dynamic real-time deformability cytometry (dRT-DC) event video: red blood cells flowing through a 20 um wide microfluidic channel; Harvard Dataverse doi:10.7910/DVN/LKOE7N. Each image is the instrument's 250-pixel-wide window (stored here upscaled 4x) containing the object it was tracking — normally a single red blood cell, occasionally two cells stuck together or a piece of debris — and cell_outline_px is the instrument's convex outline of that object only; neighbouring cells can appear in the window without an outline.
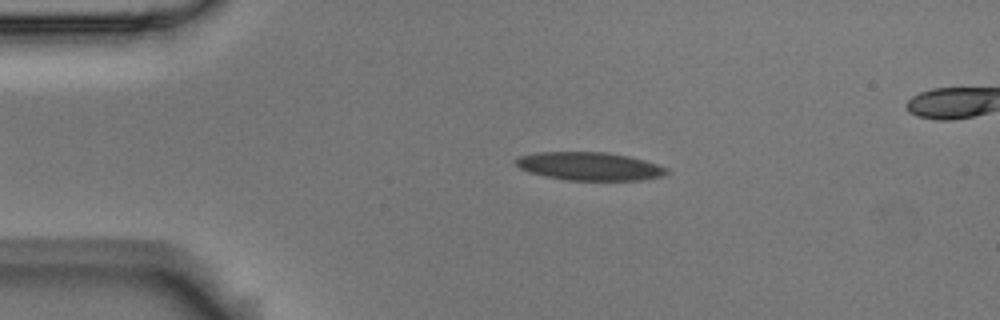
{"species": "Egyptian fruit bat (a non-hibernating species)", "species_latin": "Rousettus aegyptiacus", "temperature_condition": "room temperature", "stored_images_in_passage": 46, "camera_frame_rate_fps": 3000, "um_per_image_px": 0.085, "animal": {"sex": "male"}, "frame": {"image": 1, "passage_image": 10, "time_ms": 3.0, "image_size_px": [1000, 320], "cell_outline_px": [[668, 172], [660, 176], [640, 180], [568, 180], [544, 176], [528, 172], [520, 168], [516, 164], [516, 160], [520, 156], [536, 152], [608, 152], [628, 156], [644, 160], [668, 168]], "centroid_in_image_um": [50.09, 14.13], "position_along_channel_um": 34.9, "area_um2": 24.62}}
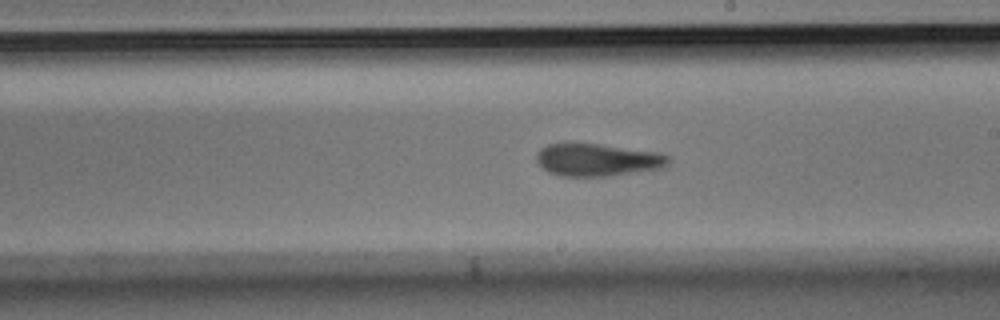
{"frame": {"image": 2, "passage_image": 30, "time_ms": 9.667, "image_size_px": [1000, 320], "cell_outline_px": [[672, 160], [668, 168], [608, 176], [560, 176], [548, 172], [536, 160], [536, 156], [540, 148], [548, 144], [596, 144], [660, 152], [672, 156]], "centroid_in_image_um": [50.9, 13.6], "position_along_channel_um": 238.1, "area_um2": 25.26}}
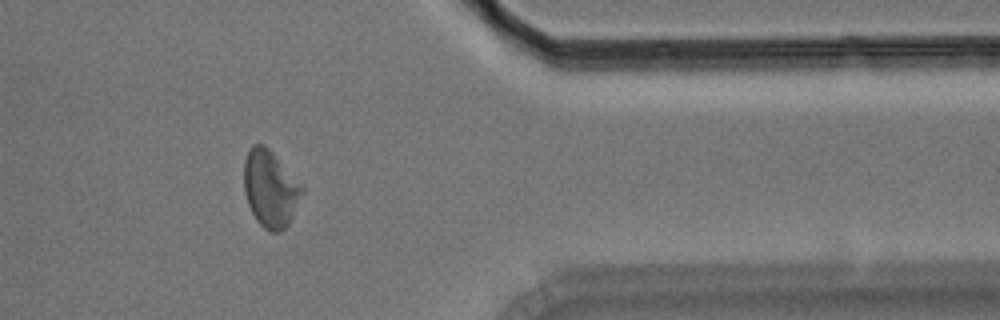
{"frame": {"image": 3, "passage_image": 44, "time_ms": 14.333, "image_size_px": [1000, 320], "cell_outline_px": [[304, 192], [288, 224], [280, 232], [272, 232], [264, 228], [256, 220], [248, 204], [244, 192], [244, 160], [248, 148], [252, 144], [264, 144], [272, 152], [304, 188]], "centroid_in_image_um": [22.95, 16.03], "position_along_channel_um": 388.4, "area_um2": 25.84}, "authors_computed_cell_mechanics": {"area_um2": 25.2586, "velocity_mm_per_s": 3.603, "shape_relaxation_time_tau1_ms": null, "shape_relaxation_time_tau2_ms": 3.4309, "deformation_change_tau1": null, "deformation_change_tau2": 0.1055}}